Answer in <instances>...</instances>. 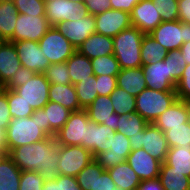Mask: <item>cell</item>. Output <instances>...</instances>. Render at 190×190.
I'll return each instance as SVG.
<instances>
[{
	"label": "cell",
	"instance_id": "8",
	"mask_svg": "<svg viewBox=\"0 0 190 190\" xmlns=\"http://www.w3.org/2000/svg\"><path fill=\"white\" fill-rule=\"evenodd\" d=\"M88 114L85 109L70 113L65 125L56 133L58 145L82 146L86 148Z\"/></svg>",
	"mask_w": 190,
	"mask_h": 190
},
{
	"label": "cell",
	"instance_id": "23",
	"mask_svg": "<svg viewBox=\"0 0 190 190\" xmlns=\"http://www.w3.org/2000/svg\"><path fill=\"white\" fill-rule=\"evenodd\" d=\"M72 111L61 104L49 101L40 111L44 129L51 135L56 133L65 125Z\"/></svg>",
	"mask_w": 190,
	"mask_h": 190
},
{
	"label": "cell",
	"instance_id": "36",
	"mask_svg": "<svg viewBox=\"0 0 190 190\" xmlns=\"http://www.w3.org/2000/svg\"><path fill=\"white\" fill-rule=\"evenodd\" d=\"M114 112L119 116L122 114L136 112V99L123 88H117L109 95Z\"/></svg>",
	"mask_w": 190,
	"mask_h": 190
},
{
	"label": "cell",
	"instance_id": "26",
	"mask_svg": "<svg viewBox=\"0 0 190 190\" xmlns=\"http://www.w3.org/2000/svg\"><path fill=\"white\" fill-rule=\"evenodd\" d=\"M117 77V86L136 97L147 88L142 67L121 69Z\"/></svg>",
	"mask_w": 190,
	"mask_h": 190
},
{
	"label": "cell",
	"instance_id": "16",
	"mask_svg": "<svg viewBox=\"0 0 190 190\" xmlns=\"http://www.w3.org/2000/svg\"><path fill=\"white\" fill-rule=\"evenodd\" d=\"M94 17L96 20V33L112 38L122 30L132 26L130 14L122 10L110 9Z\"/></svg>",
	"mask_w": 190,
	"mask_h": 190
},
{
	"label": "cell",
	"instance_id": "32",
	"mask_svg": "<svg viewBox=\"0 0 190 190\" xmlns=\"http://www.w3.org/2000/svg\"><path fill=\"white\" fill-rule=\"evenodd\" d=\"M159 179L164 190H190V179L165 162L161 164Z\"/></svg>",
	"mask_w": 190,
	"mask_h": 190
},
{
	"label": "cell",
	"instance_id": "39",
	"mask_svg": "<svg viewBox=\"0 0 190 190\" xmlns=\"http://www.w3.org/2000/svg\"><path fill=\"white\" fill-rule=\"evenodd\" d=\"M95 76H117L120 72V66L114 55H105L91 60Z\"/></svg>",
	"mask_w": 190,
	"mask_h": 190
},
{
	"label": "cell",
	"instance_id": "34",
	"mask_svg": "<svg viewBox=\"0 0 190 190\" xmlns=\"http://www.w3.org/2000/svg\"><path fill=\"white\" fill-rule=\"evenodd\" d=\"M165 163L173 170L181 172L185 176H190V146L189 147H172L168 149Z\"/></svg>",
	"mask_w": 190,
	"mask_h": 190
},
{
	"label": "cell",
	"instance_id": "46",
	"mask_svg": "<svg viewBox=\"0 0 190 190\" xmlns=\"http://www.w3.org/2000/svg\"><path fill=\"white\" fill-rule=\"evenodd\" d=\"M45 180L36 171H22L19 190H42Z\"/></svg>",
	"mask_w": 190,
	"mask_h": 190
},
{
	"label": "cell",
	"instance_id": "44",
	"mask_svg": "<svg viewBox=\"0 0 190 190\" xmlns=\"http://www.w3.org/2000/svg\"><path fill=\"white\" fill-rule=\"evenodd\" d=\"M163 22L179 20L178 0H152Z\"/></svg>",
	"mask_w": 190,
	"mask_h": 190
},
{
	"label": "cell",
	"instance_id": "57",
	"mask_svg": "<svg viewBox=\"0 0 190 190\" xmlns=\"http://www.w3.org/2000/svg\"><path fill=\"white\" fill-rule=\"evenodd\" d=\"M179 50L181 51L187 65L190 64V42L183 43Z\"/></svg>",
	"mask_w": 190,
	"mask_h": 190
},
{
	"label": "cell",
	"instance_id": "9",
	"mask_svg": "<svg viewBox=\"0 0 190 190\" xmlns=\"http://www.w3.org/2000/svg\"><path fill=\"white\" fill-rule=\"evenodd\" d=\"M58 173L76 177L93 159L92 153L82 146L58 145Z\"/></svg>",
	"mask_w": 190,
	"mask_h": 190
},
{
	"label": "cell",
	"instance_id": "38",
	"mask_svg": "<svg viewBox=\"0 0 190 190\" xmlns=\"http://www.w3.org/2000/svg\"><path fill=\"white\" fill-rule=\"evenodd\" d=\"M169 148L190 146V121L183 123V126L169 127L164 132Z\"/></svg>",
	"mask_w": 190,
	"mask_h": 190
},
{
	"label": "cell",
	"instance_id": "14",
	"mask_svg": "<svg viewBox=\"0 0 190 190\" xmlns=\"http://www.w3.org/2000/svg\"><path fill=\"white\" fill-rule=\"evenodd\" d=\"M18 54L21 65L35 73H43L49 66V60L44 56L38 42L20 40L12 42Z\"/></svg>",
	"mask_w": 190,
	"mask_h": 190
},
{
	"label": "cell",
	"instance_id": "45",
	"mask_svg": "<svg viewBox=\"0 0 190 190\" xmlns=\"http://www.w3.org/2000/svg\"><path fill=\"white\" fill-rule=\"evenodd\" d=\"M18 13L45 16V0H13Z\"/></svg>",
	"mask_w": 190,
	"mask_h": 190
},
{
	"label": "cell",
	"instance_id": "41",
	"mask_svg": "<svg viewBox=\"0 0 190 190\" xmlns=\"http://www.w3.org/2000/svg\"><path fill=\"white\" fill-rule=\"evenodd\" d=\"M164 62H168L169 81L176 87L187 63L180 50L168 51V55Z\"/></svg>",
	"mask_w": 190,
	"mask_h": 190
},
{
	"label": "cell",
	"instance_id": "25",
	"mask_svg": "<svg viewBox=\"0 0 190 190\" xmlns=\"http://www.w3.org/2000/svg\"><path fill=\"white\" fill-rule=\"evenodd\" d=\"M90 60L105 55H113V38L99 33H92L77 50Z\"/></svg>",
	"mask_w": 190,
	"mask_h": 190
},
{
	"label": "cell",
	"instance_id": "4",
	"mask_svg": "<svg viewBox=\"0 0 190 190\" xmlns=\"http://www.w3.org/2000/svg\"><path fill=\"white\" fill-rule=\"evenodd\" d=\"M135 99L136 112L148 123H154L178 98L176 91H157L146 88Z\"/></svg>",
	"mask_w": 190,
	"mask_h": 190
},
{
	"label": "cell",
	"instance_id": "31",
	"mask_svg": "<svg viewBox=\"0 0 190 190\" xmlns=\"http://www.w3.org/2000/svg\"><path fill=\"white\" fill-rule=\"evenodd\" d=\"M21 170L7 154L0 160V190H19Z\"/></svg>",
	"mask_w": 190,
	"mask_h": 190
},
{
	"label": "cell",
	"instance_id": "1",
	"mask_svg": "<svg viewBox=\"0 0 190 190\" xmlns=\"http://www.w3.org/2000/svg\"><path fill=\"white\" fill-rule=\"evenodd\" d=\"M55 136L13 148L8 155L21 171H36L45 181L55 179L58 173V151Z\"/></svg>",
	"mask_w": 190,
	"mask_h": 190
},
{
	"label": "cell",
	"instance_id": "60",
	"mask_svg": "<svg viewBox=\"0 0 190 190\" xmlns=\"http://www.w3.org/2000/svg\"><path fill=\"white\" fill-rule=\"evenodd\" d=\"M6 155H7V153H6L3 149L0 148V160H1L4 156H6Z\"/></svg>",
	"mask_w": 190,
	"mask_h": 190
},
{
	"label": "cell",
	"instance_id": "54",
	"mask_svg": "<svg viewBox=\"0 0 190 190\" xmlns=\"http://www.w3.org/2000/svg\"><path fill=\"white\" fill-rule=\"evenodd\" d=\"M141 0H110L111 9L131 13L134 6Z\"/></svg>",
	"mask_w": 190,
	"mask_h": 190
},
{
	"label": "cell",
	"instance_id": "40",
	"mask_svg": "<svg viewBox=\"0 0 190 190\" xmlns=\"http://www.w3.org/2000/svg\"><path fill=\"white\" fill-rule=\"evenodd\" d=\"M7 101L12 118L30 117L35 112L31 105H28L22 96L12 89H7Z\"/></svg>",
	"mask_w": 190,
	"mask_h": 190
},
{
	"label": "cell",
	"instance_id": "21",
	"mask_svg": "<svg viewBox=\"0 0 190 190\" xmlns=\"http://www.w3.org/2000/svg\"><path fill=\"white\" fill-rule=\"evenodd\" d=\"M188 121H190V102L177 99L154 121V124L165 132L169 127L183 126V123Z\"/></svg>",
	"mask_w": 190,
	"mask_h": 190
},
{
	"label": "cell",
	"instance_id": "19",
	"mask_svg": "<svg viewBox=\"0 0 190 190\" xmlns=\"http://www.w3.org/2000/svg\"><path fill=\"white\" fill-rule=\"evenodd\" d=\"M114 134L115 130L109 126L107 127L89 120L87 122L86 149L95 158L99 153L110 149Z\"/></svg>",
	"mask_w": 190,
	"mask_h": 190
},
{
	"label": "cell",
	"instance_id": "53",
	"mask_svg": "<svg viewBox=\"0 0 190 190\" xmlns=\"http://www.w3.org/2000/svg\"><path fill=\"white\" fill-rule=\"evenodd\" d=\"M55 180L60 183V190H82L76 177L58 175Z\"/></svg>",
	"mask_w": 190,
	"mask_h": 190
},
{
	"label": "cell",
	"instance_id": "50",
	"mask_svg": "<svg viewBox=\"0 0 190 190\" xmlns=\"http://www.w3.org/2000/svg\"><path fill=\"white\" fill-rule=\"evenodd\" d=\"M12 117L7 101V88L0 89V128L7 129Z\"/></svg>",
	"mask_w": 190,
	"mask_h": 190
},
{
	"label": "cell",
	"instance_id": "33",
	"mask_svg": "<svg viewBox=\"0 0 190 190\" xmlns=\"http://www.w3.org/2000/svg\"><path fill=\"white\" fill-rule=\"evenodd\" d=\"M168 51L165 50L157 41H155L149 34H144L141 43V61L142 64H155L165 60Z\"/></svg>",
	"mask_w": 190,
	"mask_h": 190
},
{
	"label": "cell",
	"instance_id": "51",
	"mask_svg": "<svg viewBox=\"0 0 190 190\" xmlns=\"http://www.w3.org/2000/svg\"><path fill=\"white\" fill-rule=\"evenodd\" d=\"M110 0H84V6L90 15H98L111 9Z\"/></svg>",
	"mask_w": 190,
	"mask_h": 190
},
{
	"label": "cell",
	"instance_id": "17",
	"mask_svg": "<svg viewBox=\"0 0 190 190\" xmlns=\"http://www.w3.org/2000/svg\"><path fill=\"white\" fill-rule=\"evenodd\" d=\"M131 151L132 149L129 138L124 134L115 131L114 137H112L110 149L99 153L94 160L101 165L103 169L108 170L122 162H125Z\"/></svg>",
	"mask_w": 190,
	"mask_h": 190
},
{
	"label": "cell",
	"instance_id": "28",
	"mask_svg": "<svg viewBox=\"0 0 190 190\" xmlns=\"http://www.w3.org/2000/svg\"><path fill=\"white\" fill-rule=\"evenodd\" d=\"M48 94L49 101L61 104L72 112L82 110L79 105L75 86L72 84H50Z\"/></svg>",
	"mask_w": 190,
	"mask_h": 190
},
{
	"label": "cell",
	"instance_id": "18",
	"mask_svg": "<svg viewBox=\"0 0 190 190\" xmlns=\"http://www.w3.org/2000/svg\"><path fill=\"white\" fill-rule=\"evenodd\" d=\"M126 161L141 181L159 178L162 162L152 157L144 149L132 150Z\"/></svg>",
	"mask_w": 190,
	"mask_h": 190
},
{
	"label": "cell",
	"instance_id": "13",
	"mask_svg": "<svg viewBox=\"0 0 190 190\" xmlns=\"http://www.w3.org/2000/svg\"><path fill=\"white\" fill-rule=\"evenodd\" d=\"M55 27L78 50L85 40L96 32V20L94 15L89 14L78 21L58 23Z\"/></svg>",
	"mask_w": 190,
	"mask_h": 190
},
{
	"label": "cell",
	"instance_id": "3",
	"mask_svg": "<svg viewBox=\"0 0 190 190\" xmlns=\"http://www.w3.org/2000/svg\"><path fill=\"white\" fill-rule=\"evenodd\" d=\"M144 33L131 26L113 37L114 52L120 69L141 67V43Z\"/></svg>",
	"mask_w": 190,
	"mask_h": 190
},
{
	"label": "cell",
	"instance_id": "47",
	"mask_svg": "<svg viewBox=\"0 0 190 190\" xmlns=\"http://www.w3.org/2000/svg\"><path fill=\"white\" fill-rule=\"evenodd\" d=\"M175 90L179 100L190 102V64L184 67L183 74Z\"/></svg>",
	"mask_w": 190,
	"mask_h": 190
},
{
	"label": "cell",
	"instance_id": "55",
	"mask_svg": "<svg viewBox=\"0 0 190 190\" xmlns=\"http://www.w3.org/2000/svg\"><path fill=\"white\" fill-rule=\"evenodd\" d=\"M179 20L190 24V0H178Z\"/></svg>",
	"mask_w": 190,
	"mask_h": 190
},
{
	"label": "cell",
	"instance_id": "42",
	"mask_svg": "<svg viewBox=\"0 0 190 190\" xmlns=\"http://www.w3.org/2000/svg\"><path fill=\"white\" fill-rule=\"evenodd\" d=\"M104 171L105 169L93 159L77 174L78 185L82 190H95L96 172Z\"/></svg>",
	"mask_w": 190,
	"mask_h": 190
},
{
	"label": "cell",
	"instance_id": "52",
	"mask_svg": "<svg viewBox=\"0 0 190 190\" xmlns=\"http://www.w3.org/2000/svg\"><path fill=\"white\" fill-rule=\"evenodd\" d=\"M95 190H118V187L105 170L104 172H96Z\"/></svg>",
	"mask_w": 190,
	"mask_h": 190
},
{
	"label": "cell",
	"instance_id": "12",
	"mask_svg": "<svg viewBox=\"0 0 190 190\" xmlns=\"http://www.w3.org/2000/svg\"><path fill=\"white\" fill-rule=\"evenodd\" d=\"M50 83L43 73H35L27 83L14 89L33 110L40 111L49 102Z\"/></svg>",
	"mask_w": 190,
	"mask_h": 190
},
{
	"label": "cell",
	"instance_id": "49",
	"mask_svg": "<svg viewBox=\"0 0 190 190\" xmlns=\"http://www.w3.org/2000/svg\"><path fill=\"white\" fill-rule=\"evenodd\" d=\"M35 72L21 66L13 77L2 87L14 90L27 83L34 76Z\"/></svg>",
	"mask_w": 190,
	"mask_h": 190
},
{
	"label": "cell",
	"instance_id": "2",
	"mask_svg": "<svg viewBox=\"0 0 190 190\" xmlns=\"http://www.w3.org/2000/svg\"><path fill=\"white\" fill-rule=\"evenodd\" d=\"M7 154L16 147L44 140L51 136L45 129L39 111L30 117L12 118L7 128Z\"/></svg>",
	"mask_w": 190,
	"mask_h": 190
},
{
	"label": "cell",
	"instance_id": "15",
	"mask_svg": "<svg viewBox=\"0 0 190 190\" xmlns=\"http://www.w3.org/2000/svg\"><path fill=\"white\" fill-rule=\"evenodd\" d=\"M131 25L144 34H150L163 21L152 0L139 1L130 13Z\"/></svg>",
	"mask_w": 190,
	"mask_h": 190
},
{
	"label": "cell",
	"instance_id": "27",
	"mask_svg": "<svg viewBox=\"0 0 190 190\" xmlns=\"http://www.w3.org/2000/svg\"><path fill=\"white\" fill-rule=\"evenodd\" d=\"M118 190H137L141 179L127 161L106 170Z\"/></svg>",
	"mask_w": 190,
	"mask_h": 190
},
{
	"label": "cell",
	"instance_id": "30",
	"mask_svg": "<svg viewBox=\"0 0 190 190\" xmlns=\"http://www.w3.org/2000/svg\"><path fill=\"white\" fill-rule=\"evenodd\" d=\"M18 14L13 0H0V38L3 41L13 36Z\"/></svg>",
	"mask_w": 190,
	"mask_h": 190
},
{
	"label": "cell",
	"instance_id": "59",
	"mask_svg": "<svg viewBox=\"0 0 190 190\" xmlns=\"http://www.w3.org/2000/svg\"><path fill=\"white\" fill-rule=\"evenodd\" d=\"M7 129L0 128V148L7 153Z\"/></svg>",
	"mask_w": 190,
	"mask_h": 190
},
{
	"label": "cell",
	"instance_id": "29",
	"mask_svg": "<svg viewBox=\"0 0 190 190\" xmlns=\"http://www.w3.org/2000/svg\"><path fill=\"white\" fill-rule=\"evenodd\" d=\"M68 73L70 74L71 84L75 85L78 82L92 77L94 75L91 60L76 51L67 61Z\"/></svg>",
	"mask_w": 190,
	"mask_h": 190
},
{
	"label": "cell",
	"instance_id": "22",
	"mask_svg": "<svg viewBox=\"0 0 190 190\" xmlns=\"http://www.w3.org/2000/svg\"><path fill=\"white\" fill-rule=\"evenodd\" d=\"M141 67L148 89L176 91V87L169 81L168 62H164L163 60L155 64H145Z\"/></svg>",
	"mask_w": 190,
	"mask_h": 190
},
{
	"label": "cell",
	"instance_id": "5",
	"mask_svg": "<svg viewBox=\"0 0 190 190\" xmlns=\"http://www.w3.org/2000/svg\"><path fill=\"white\" fill-rule=\"evenodd\" d=\"M129 141L132 150L142 148L152 157L162 163L165 162L169 147L164 132L154 123H148L144 130L139 131V134L130 136Z\"/></svg>",
	"mask_w": 190,
	"mask_h": 190
},
{
	"label": "cell",
	"instance_id": "7",
	"mask_svg": "<svg viewBox=\"0 0 190 190\" xmlns=\"http://www.w3.org/2000/svg\"><path fill=\"white\" fill-rule=\"evenodd\" d=\"M38 44L50 64L64 63L77 51L55 26L47 31Z\"/></svg>",
	"mask_w": 190,
	"mask_h": 190
},
{
	"label": "cell",
	"instance_id": "24",
	"mask_svg": "<svg viewBox=\"0 0 190 190\" xmlns=\"http://www.w3.org/2000/svg\"><path fill=\"white\" fill-rule=\"evenodd\" d=\"M17 51L12 42L0 43V87L2 88L21 67Z\"/></svg>",
	"mask_w": 190,
	"mask_h": 190
},
{
	"label": "cell",
	"instance_id": "58",
	"mask_svg": "<svg viewBox=\"0 0 190 190\" xmlns=\"http://www.w3.org/2000/svg\"><path fill=\"white\" fill-rule=\"evenodd\" d=\"M42 190H60V183L55 179L45 181Z\"/></svg>",
	"mask_w": 190,
	"mask_h": 190
},
{
	"label": "cell",
	"instance_id": "37",
	"mask_svg": "<svg viewBox=\"0 0 190 190\" xmlns=\"http://www.w3.org/2000/svg\"><path fill=\"white\" fill-rule=\"evenodd\" d=\"M82 109H86L98 96L96 76L88 77L74 85Z\"/></svg>",
	"mask_w": 190,
	"mask_h": 190
},
{
	"label": "cell",
	"instance_id": "61",
	"mask_svg": "<svg viewBox=\"0 0 190 190\" xmlns=\"http://www.w3.org/2000/svg\"><path fill=\"white\" fill-rule=\"evenodd\" d=\"M68 1H74V2H77V3L84 5V0H68Z\"/></svg>",
	"mask_w": 190,
	"mask_h": 190
},
{
	"label": "cell",
	"instance_id": "35",
	"mask_svg": "<svg viewBox=\"0 0 190 190\" xmlns=\"http://www.w3.org/2000/svg\"><path fill=\"white\" fill-rule=\"evenodd\" d=\"M148 122L137 112L129 113L128 115L117 114V132L124 134L127 138L139 134L146 128Z\"/></svg>",
	"mask_w": 190,
	"mask_h": 190
},
{
	"label": "cell",
	"instance_id": "10",
	"mask_svg": "<svg viewBox=\"0 0 190 190\" xmlns=\"http://www.w3.org/2000/svg\"><path fill=\"white\" fill-rule=\"evenodd\" d=\"M45 16L51 26L66 21H78L89 15L83 4L68 0H45Z\"/></svg>",
	"mask_w": 190,
	"mask_h": 190
},
{
	"label": "cell",
	"instance_id": "11",
	"mask_svg": "<svg viewBox=\"0 0 190 190\" xmlns=\"http://www.w3.org/2000/svg\"><path fill=\"white\" fill-rule=\"evenodd\" d=\"M52 26L46 16L18 14L13 36L8 42L29 40L39 42Z\"/></svg>",
	"mask_w": 190,
	"mask_h": 190
},
{
	"label": "cell",
	"instance_id": "48",
	"mask_svg": "<svg viewBox=\"0 0 190 190\" xmlns=\"http://www.w3.org/2000/svg\"><path fill=\"white\" fill-rule=\"evenodd\" d=\"M98 96H109L117 88V77L100 75L96 76Z\"/></svg>",
	"mask_w": 190,
	"mask_h": 190
},
{
	"label": "cell",
	"instance_id": "20",
	"mask_svg": "<svg viewBox=\"0 0 190 190\" xmlns=\"http://www.w3.org/2000/svg\"><path fill=\"white\" fill-rule=\"evenodd\" d=\"M85 110L90 121L109 126L117 131V114L114 112L109 96H97Z\"/></svg>",
	"mask_w": 190,
	"mask_h": 190
},
{
	"label": "cell",
	"instance_id": "6",
	"mask_svg": "<svg viewBox=\"0 0 190 190\" xmlns=\"http://www.w3.org/2000/svg\"><path fill=\"white\" fill-rule=\"evenodd\" d=\"M149 35L165 50H179L183 43L190 42V24L180 20L162 22Z\"/></svg>",
	"mask_w": 190,
	"mask_h": 190
},
{
	"label": "cell",
	"instance_id": "43",
	"mask_svg": "<svg viewBox=\"0 0 190 190\" xmlns=\"http://www.w3.org/2000/svg\"><path fill=\"white\" fill-rule=\"evenodd\" d=\"M66 62L58 64H50L43 72L45 78L50 84L67 85L71 84L70 74L68 73Z\"/></svg>",
	"mask_w": 190,
	"mask_h": 190
},
{
	"label": "cell",
	"instance_id": "56",
	"mask_svg": "<svg viewBox=\"0 0 190 190\" xmlns=\"http://www.w3.org/2000/svg\"><path fill=\"white\" fill-rule=\"evenodd\" d=\"M137 190H164L159 178L144 180L138 186Z\"/></svg>",
	"mask_w": 190,
	"mask_h": 190
}]
</instances>
